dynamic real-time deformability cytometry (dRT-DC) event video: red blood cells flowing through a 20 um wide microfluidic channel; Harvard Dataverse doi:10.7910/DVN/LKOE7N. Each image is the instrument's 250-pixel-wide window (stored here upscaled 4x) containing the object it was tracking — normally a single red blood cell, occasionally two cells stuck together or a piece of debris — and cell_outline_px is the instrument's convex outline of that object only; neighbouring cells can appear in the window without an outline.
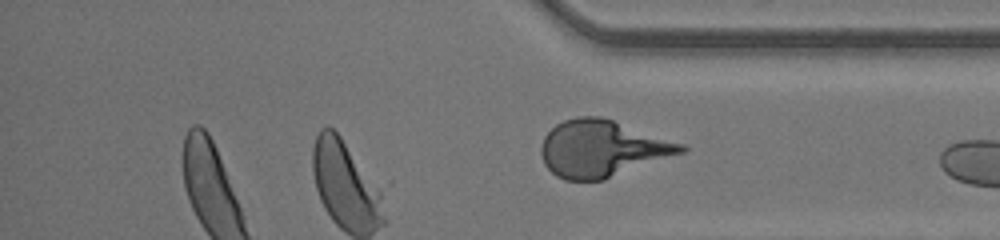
{"species": "human", "species_latin": "Homo sapiens", "temperature_condition": "room temperature", "stored_images_in_passage": 24, "camera_frame_rate_fps": 3000, "um_per_image_px": 0.085, "donor": {"sex": "male"}, "frame": {"image": 1, "passage_image": 24, "time_ms": 7.667, "image_size_px": [1000, 240], "cell_outline_px": [[688, 148], [684, 152], [604, 180], [564, 180], [556, 176], [544, 164], [540, 152], [540, 148], [544, 136], [556, 124], [564, 120], [576, 116], [600, 116], [684, 144]], "centroid_in_image_um": [51.15, 12.63], "position_along_channel_um": 384.1, "area_um2": 46.01}, "authors_computed_cell_mechanics": {"area_um2": 36.0961, "velocity_mm_per_s": 4.2333, "shape_relaxation_time_tau1_ms": 3.0361, "shape_relaxation_time_tau2_ms": null, "deformation_change_tau1": 0.1364, "deformation_change_tau2": null}}